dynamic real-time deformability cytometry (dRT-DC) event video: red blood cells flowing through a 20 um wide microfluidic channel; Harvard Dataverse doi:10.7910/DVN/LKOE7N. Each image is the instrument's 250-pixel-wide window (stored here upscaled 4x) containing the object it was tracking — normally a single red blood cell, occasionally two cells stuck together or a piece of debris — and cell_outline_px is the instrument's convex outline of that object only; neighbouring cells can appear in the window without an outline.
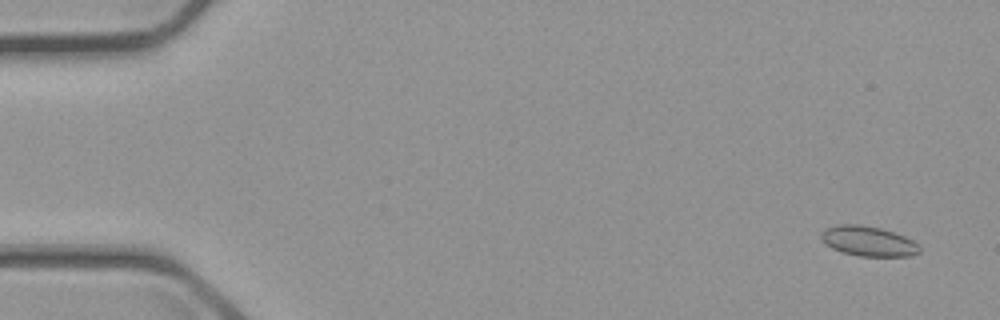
{"species": "common noctule bat (a hibernating species)", "species_latin": "Nyctalus noctula", "temperature_condition": "cold", "stored_images_in_passage": 56, "camera_frame_rate_fps": 3000, "um_per_image_px": 0.085, "animal": {"sex": "male", "body_mass_g": 23.1, "forearm_length_mm": 52.7}, "frame": {"image": 1, "passage_image": 3, "time_ms": 0.667, "image_size_px": [1000, 320], "cell_outline_px": [[920, 252], [912, 256], [860, 256], [840, 252], [824, 244], [820, 236], [820, 232], [828, 228], [840, 224], [860, 224], [880, 228], [904, 236], [912, 240], [920, 248]], "centroid_in_image_um": [73.77, 20.5], "position_along_channel_um": 11.2, "area_um2": 17.17}}
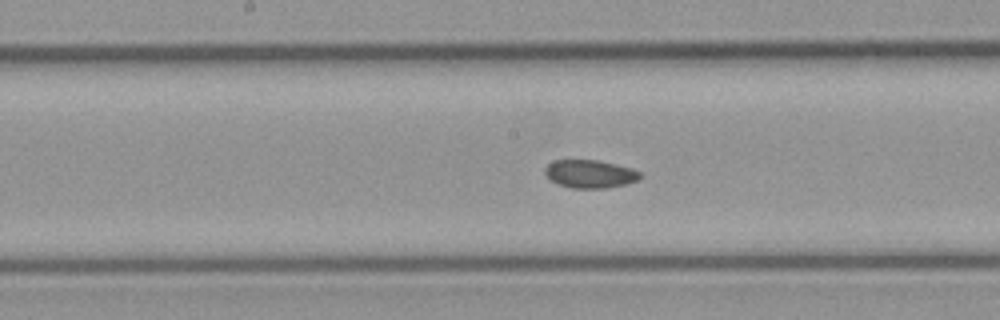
{"frame": {"image": 2, "passage_image": 29, "time_ms": 9.333, "image_size_px": [1000, 320], "cell_outline_px": [[640, 176], [636, 180], [624, 184], [608, 188], [572, 188], [560, 184], [552, 180], [544, 172], [544, 168], [552, 160], [596, 160], [632, 168], [640, 172]], "centroid_in_image_um": [50.12, 14.77], "position_along_channel_um": 198.1, "area_um2": 15.32}}
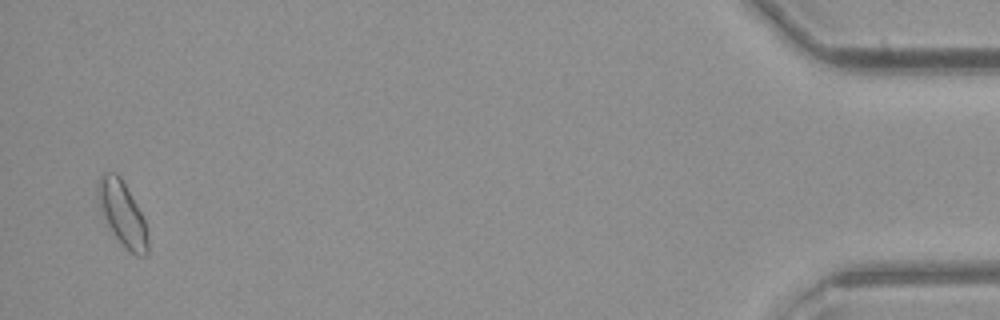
{"frame": {"image": 3, "passage_image": 55, "time_ms": 18.0, "image_size_px": [1000, 320], "cell_outline_px": [[148, 252], [144, 256], [136, 256], [128, 252], [124, 248], [112, 232], [100, 212], [96, 200], [96, 184], [100, 176], [104, 172], [116, 172], [120, 176], [136, 204], [144, 220], [148, 232]], "centroid_in_image_um": [10.36, 18.17], "position_along_channel_um": 424.8, "area_um2": 19.13}, "authors_computed_cell_mechanics": {"area_um2": 16.0684, "velocity_mm_per_s": 3.6627, "shape_relaxation_time_tau1_ms": null, "shape_relaxation_time_tau2_ms": 3.2821, "deformation_change_tau1": null, "deformation_change_tau2": 0.0699}}